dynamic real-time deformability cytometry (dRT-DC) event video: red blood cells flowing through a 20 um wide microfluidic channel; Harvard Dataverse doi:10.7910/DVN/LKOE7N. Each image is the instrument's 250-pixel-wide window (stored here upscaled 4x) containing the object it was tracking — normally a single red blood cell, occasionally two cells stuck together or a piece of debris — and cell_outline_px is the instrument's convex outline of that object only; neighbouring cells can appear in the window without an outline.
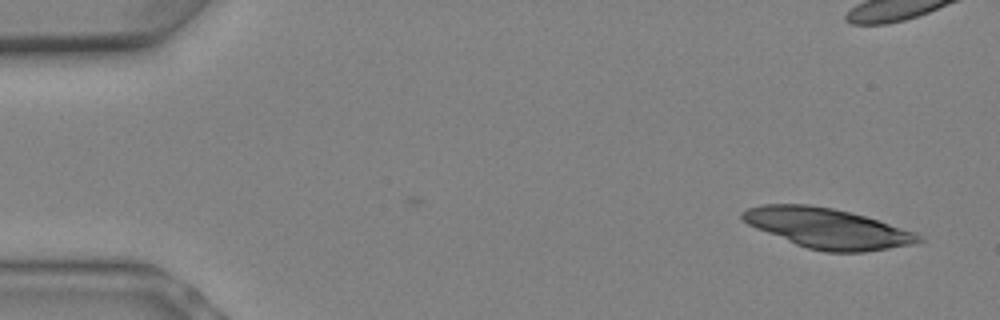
{"species": "Egyptian fruit bat (a non-hibernating species)", "species_latin": "Rousettus aegyptiacus", "temperature_condition": "warm", "stored_images_in_passage": 7, "camera_frame_rate_fps": 3000, "um_per_image_px": 0.085, "animal": {"sex": "female"}, "frame": {"image": 1, "passage_image": 1, "time_ms": 0.0, "image_size_px": [1000, 320], "cell_outline_px": [[924, 240], [912, 244], [864, 252], [824, 252], [808, 248], [796, 244], [756, 228], [748, 224], [740, 216], [740, 212], [748, 208], [760, 204], [808, 204], [832, 208], [864, 216], [916, 232], [924, 236]], "centroid_in_image_um": [70.33, 19.4], "position_along_channel_um": 14.7, "area_um2": 40.86}}